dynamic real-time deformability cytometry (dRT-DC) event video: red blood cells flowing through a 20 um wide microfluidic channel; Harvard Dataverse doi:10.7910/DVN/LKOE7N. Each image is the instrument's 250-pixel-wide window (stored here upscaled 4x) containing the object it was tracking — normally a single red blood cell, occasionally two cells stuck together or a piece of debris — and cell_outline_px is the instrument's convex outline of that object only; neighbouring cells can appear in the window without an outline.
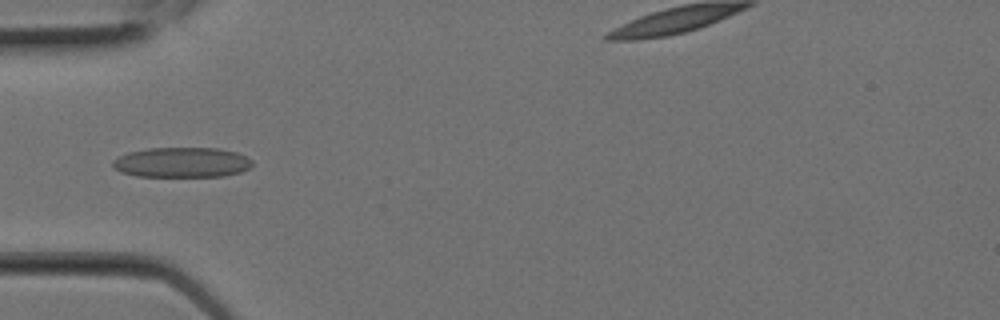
{"species": "Egyptian fruit bat (a non-hibernating species)", "species_latin": "Rousettus aegyptiacus", "temperature_condition": "room temperature", "stored_images_in_passage": 9, "camera_frame_rate_fps": 3000, "um_per_image_px": 0.085, "animal": {"sex": "female"}, "frame": {"image": 1, "passage_image": 7, "time_ms": 2.0, "image_size_px": [1000, 320], "cell_outline_px": [[252, 164], [248, 168], [240, 172], [224, 176], [136, 176], [120, 172], [112, 164], [112, 160], [128, 152], [148, 148], [216, 148], [236, 152], [252, 160]], "centroid_in_image_um": [15.44, 13.8], "position_along_channel_um": 69.6, "area_um2": 24.33}}
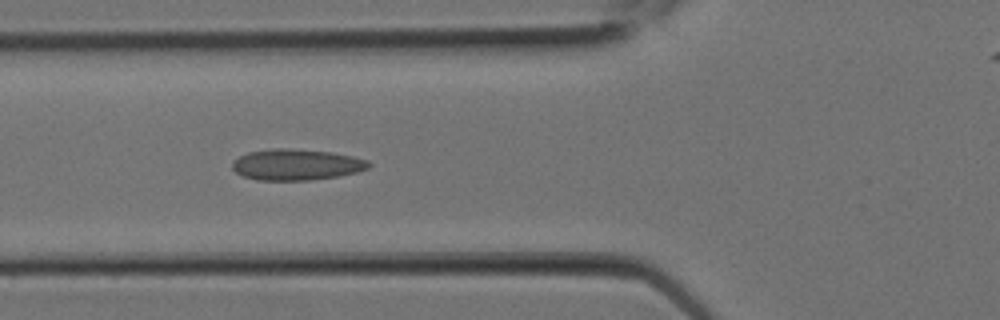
{"frame": {"image": 2, "passage_image": 8, "time_ms": 2.333, "image_size_px": [1000, 320], "cell_outline_px": [[372, 164], [368, 168], [356, 172], [336, 176], [308, 180], [256, 180], [244, 176], [236, 172], [232, 168], [232, 164], [240, 156], [248, 152], [280, 148], [284, 148], [332, 152], [352, 156], [368, 160]], "centroid_in_image_um": [25.21, 13.99], "position_along_channel_um": 100.6, "area_um2": 24.39}}
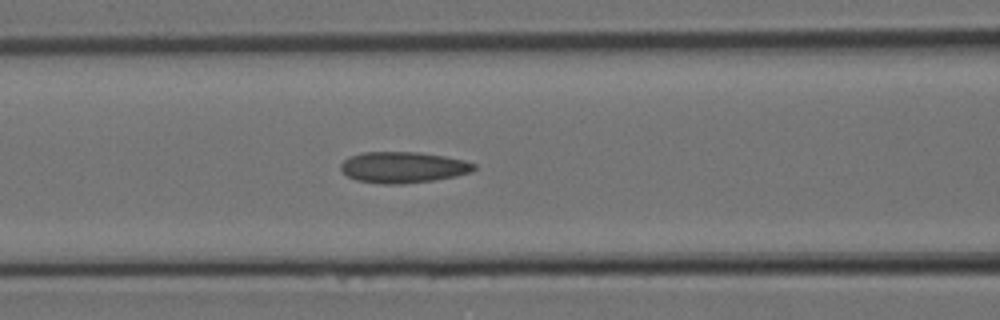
{"frame": {"image": 3, "passage_image": 9, "time_ms": 2.667, "image_size_px": [1000, 320], "cell_outline_px": [[476, 168], [472, 172], [456, 176], [432, 180], [404, 184], [384, 184], [356, 180], [348, 176], [340, 168], [340, 164], [348, 156], [364, 152], [416, 152], [444, 156], [464, 160], [476, 164]], "centroid_in_image_um": [34.26, 14.22], "position_along_channel_um": 132.3, "area_um2": 24.16}}